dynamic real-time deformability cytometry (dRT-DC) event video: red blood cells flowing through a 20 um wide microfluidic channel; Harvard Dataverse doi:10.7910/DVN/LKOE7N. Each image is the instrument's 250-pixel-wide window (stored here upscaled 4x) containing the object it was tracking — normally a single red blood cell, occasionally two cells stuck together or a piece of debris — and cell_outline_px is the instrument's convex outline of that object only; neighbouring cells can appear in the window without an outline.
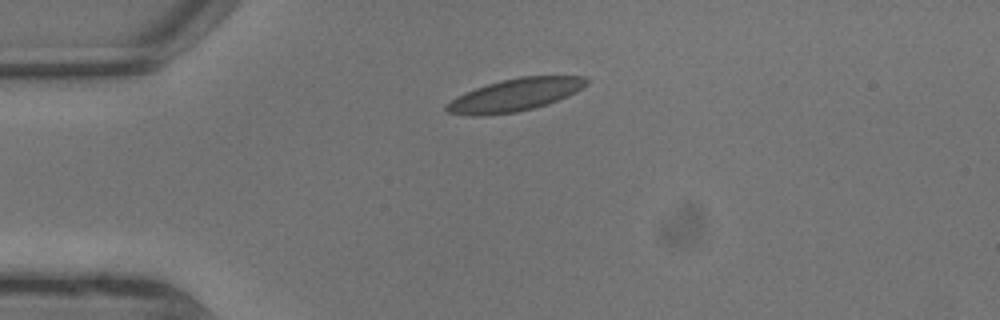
{"species": "common noctule bat (a hibernating species)", "species_latin": "Nyctalus noctula", "temperature_condition": "warm", "stored_images_in_passage": 2, "camera_frame_rate_fps": 3000, "um_per_image_px": 0.085, "animal": {"sex": "male", "body_mass_g": 13.3}, "frame": {"image": 1, "passage_image": 1, "time_ms": 0.0, "image_size_px": [1000, 320], "cell_outline_px": [[592, 80], [588, 84], [576, 92], [568, 96], [548, 104], [516, 112], [484, 116], [468, 116], [448, 112], [444, 108], [456, 96], [464, 92], [500, 80], [520, 76], [584, 76]], "centroid_in_image_um": [43.8, 8.06], "position_along_channel_um": 41.2, "area_um2": 26.7}}